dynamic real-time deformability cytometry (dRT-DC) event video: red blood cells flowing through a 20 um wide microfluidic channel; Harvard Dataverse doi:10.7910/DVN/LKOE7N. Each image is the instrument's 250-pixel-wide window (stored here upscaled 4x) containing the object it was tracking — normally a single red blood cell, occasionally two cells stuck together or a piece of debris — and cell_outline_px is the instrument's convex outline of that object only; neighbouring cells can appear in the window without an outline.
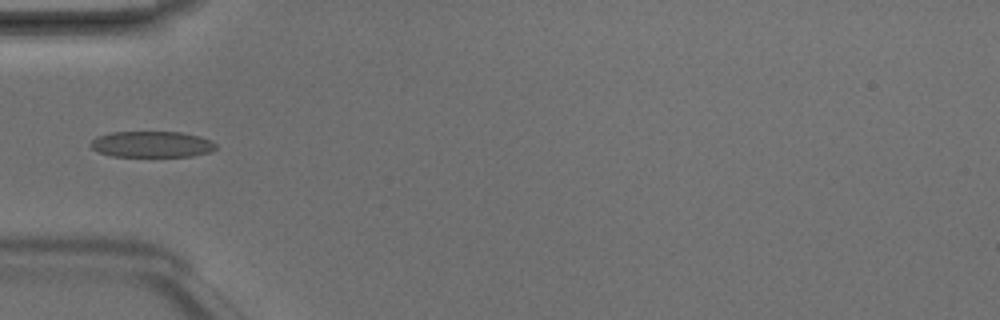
{"species": "Egyptian fruit bat (a non-hibernating species)", "species_latin": "Rousettus aegyptiacus", "temperature_condition": "room temperature", "stored_images_in_passage": 3, "camera_frame_rate_fps": 3000, "um_per_image_px": 0.085, "animal": {"sex": "male"}, "frame": {"image": 1, "passage_image": 3, "time_ms": 0.667, "image_size_px": [1000, 320], "cell_outline_px": [[216, 148], [208, 152], [192, 156], [112, 156], [96, 152], [88, 144], [96, 136], [112, 132], [180, 132], [200, 136], [212, 140], [216, 144]], "centroid_in_image_um": [12.87, 12.26], "position_along_channel_um": 72.1, "area_um2": 19.13}}